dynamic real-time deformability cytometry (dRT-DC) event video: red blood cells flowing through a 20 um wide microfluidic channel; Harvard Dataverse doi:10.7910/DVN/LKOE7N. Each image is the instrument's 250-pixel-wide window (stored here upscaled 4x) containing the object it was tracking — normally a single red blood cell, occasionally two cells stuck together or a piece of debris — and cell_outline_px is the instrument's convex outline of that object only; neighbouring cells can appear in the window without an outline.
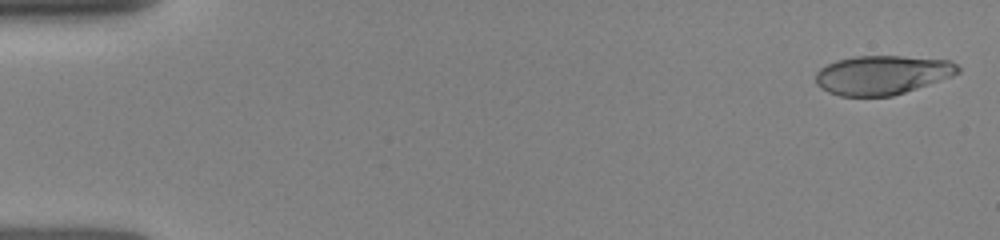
{"species": "human", "species_latin": "Homo sapiens", "temperature_condition": "room temperature", "stored_images_in_passage": 43, "camera_frame_rate_fps": 3000, "um_per_image_px": 0.085, "donor": {"sex": "female"}, "frame": {"image": 1, "passage_image": 1, "time_ms": 0.0, "image_size_px": [1000, 240], "cell_outline_px": [[960, 72], [952, 76], [892, 96], [840, 96], [828, 92], [820, 88], [816, 84], [816, 72], [820, 68], [836, 60], [856, 56], [900, 56], [948, 60], [956, 64], [960, 68]], "centroid_in_image_um": [74.95, 6.37], "position_along_channel_um": 10.0, "area_um2": 32.25}}
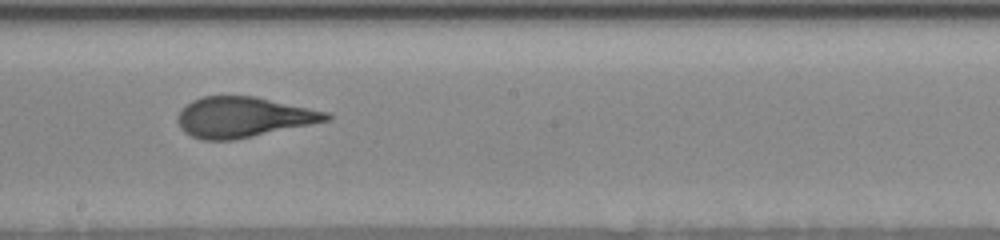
{"frame": {"image": 2, "passage_image": 19, "time_ms": 8.667, "image_size_px": [1000, 240], "cell_outline_px": [[332, 120], [232, 140], [204, 140], [192, 136], [184, 132], [180, 128], [176, 120], [176, 116], [192, 100], [204, 96], [256, 96], [332, 112]], "centroid_in_image_um": [20.73, 9.95], "position_along_channel_um": 227.5, "area_um2": 35.14}}
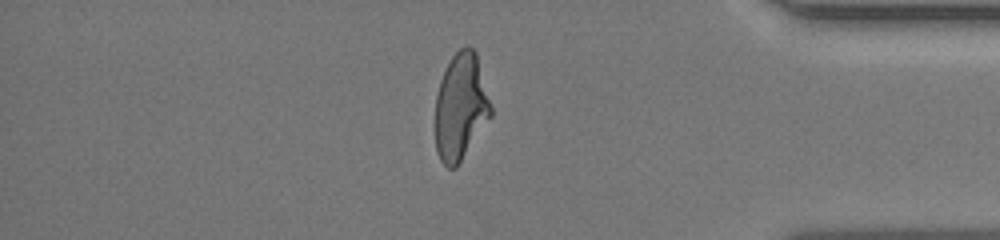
{"frame": {"image": 3, "passage_image": 34, "time_ms": 13.333, "image_size_px": [1000, 240], "cell_outline_px": [[492, 116], [456, 168], [448, 168], [440, 160], [436, 152], [436, 96], [440, 80], [452, 56], [464, 44], [468, 44], [476, 52], [492, 104]], "centroid_in_image_um": [39.18, 9.07], "position_along_channel_um": 396.0, "area_um2": 34.8}}